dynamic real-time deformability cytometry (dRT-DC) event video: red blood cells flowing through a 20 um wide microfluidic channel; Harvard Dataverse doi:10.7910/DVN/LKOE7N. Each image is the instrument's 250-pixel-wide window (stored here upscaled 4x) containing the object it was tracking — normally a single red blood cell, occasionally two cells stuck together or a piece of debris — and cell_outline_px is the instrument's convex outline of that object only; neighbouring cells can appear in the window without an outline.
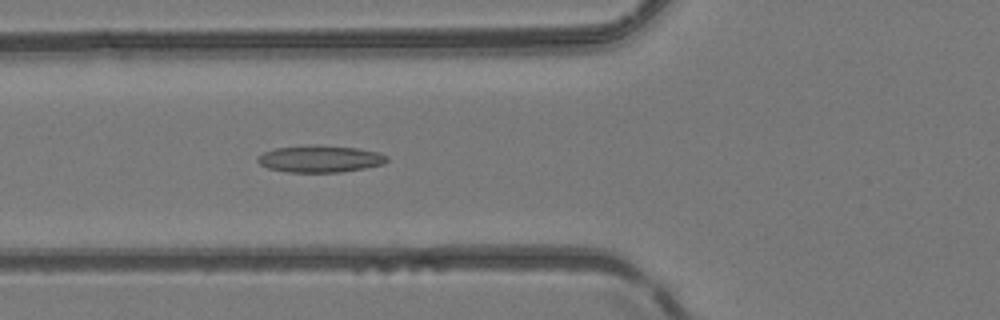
{"species": "common noctule bat (a hibernating species)", "species_latin": "Nyctalus noctula", "temperature_condition": "room temperature", "stored_images_in_passage": 12, "camera_frame_rate_fps": 3000, "um_per_image_px": 0.085, "animal": {"sex": "female", "body_mass_g": 24.6, "forearm_length_mm": 56.2}, "frame": {"image": 1, "passage_image": 6, "time_ms": 1.667, "image_size_px": [1000, 320], "cell_outline_px": [[388, 160], [384, 164], [364, 168], [340, 172], [288, 172], [268, 168], [260, 164], [256, 160], [264, 152], [276, 148], [312, 144], [316, 144], [360, 148], [376, 152], [388, 156]], "centroid_in_image_um": [27.22, 13.49], "position_along_channel_um": 98.6, "area_um2": 20.35}}
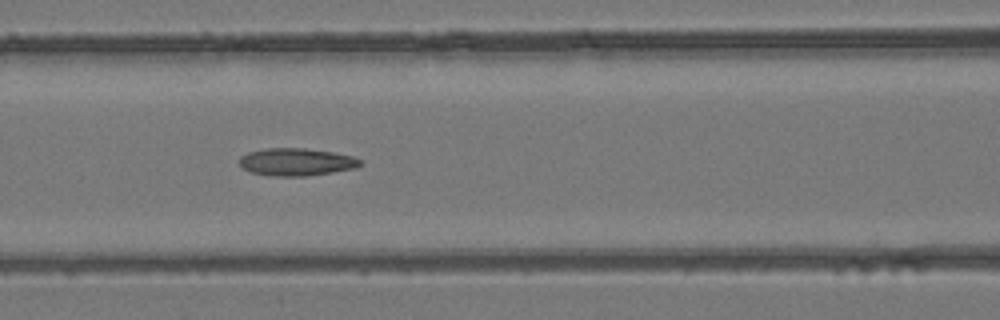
{"frame": {"image": 2, "passage_image": 9, "time_ms": 2.667, "image_size_px": [1000, 320], "cell_outline_px": [[364, 164], [356, 168], [332, 172], [304, 176], [272, 176], [252, 172], [244, 168], [240, 164], [240, 156], [248, 152], [264, 148], [304, 148], [332, 152], [352, 156], [364, 160]], "centroid_in_image_um": [25.23, 13.76], "position_along_channel_um": 141.4, "area_um2": 19.42}}